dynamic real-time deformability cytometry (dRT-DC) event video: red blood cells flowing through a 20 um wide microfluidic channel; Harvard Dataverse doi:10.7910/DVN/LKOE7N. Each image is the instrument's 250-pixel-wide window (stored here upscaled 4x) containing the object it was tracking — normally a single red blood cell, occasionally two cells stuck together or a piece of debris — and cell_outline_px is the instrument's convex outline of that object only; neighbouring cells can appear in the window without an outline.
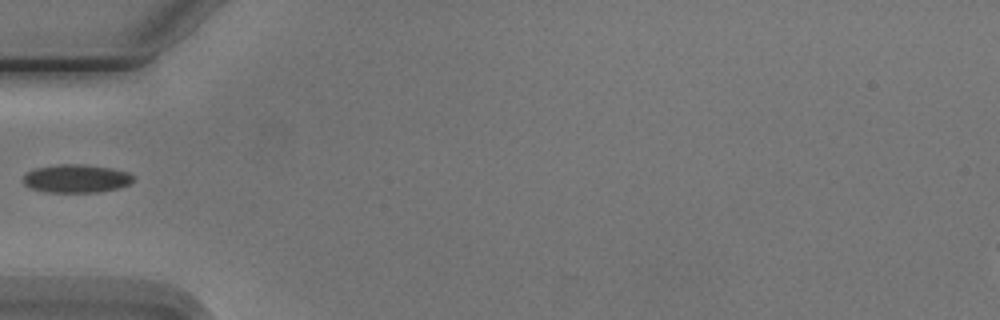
{"species": "Egyptian fruit bat (a non-hibernating species)", "species_latin": "Rousettus aegyptiacus", "temperature_condition": "cold", "stored_images_in_passage": 5, "camera_frame_rate_fps": 3000, "um_per_image_px": 0.085, "animal": {"sex": "male"}, "frame": {"image": 1, "passage_image": 5, "time_ms": 5.667, "image_size_px": [1000, 320], "cell_outline_px": [[136, 180], [120, 188], [100, 192], [48, 192], [32, 188], [24, 184], [24, 176], [28, 172], [36, 168], [56, 164], [84, 164], [112, 168], [128, 172], [136, 176]], "centroid_in_image_um": [6.56, 15.17], "position_along_channel_um": 78.4, "area_um2": 18.26}}